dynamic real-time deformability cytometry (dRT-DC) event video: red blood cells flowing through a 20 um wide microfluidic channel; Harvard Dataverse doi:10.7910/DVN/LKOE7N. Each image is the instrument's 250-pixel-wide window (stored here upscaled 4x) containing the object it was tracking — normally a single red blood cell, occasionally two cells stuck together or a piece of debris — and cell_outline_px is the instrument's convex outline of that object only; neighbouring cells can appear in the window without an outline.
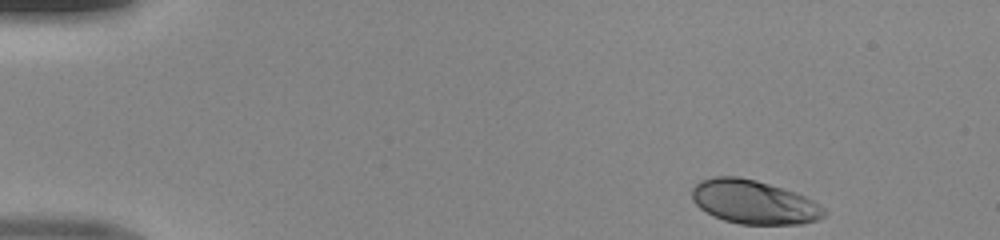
{"species": "human", "species_latin": "Homo sapiens", "temperature_condition": "room temperature", "stored_images_in_passage": 44, "camera_frame_rate_fps": 3000, "um_per_image_px": 0.085, "donor": {"sex": "male"}, "frame": {"image": 1, "passage_image": 1, "time_ms": 0.0, "image_size_px": [1000, 240], "cell_outline_px": [[828, 212], [824, 216], [816, 220], [800, 224], [740, 224], [724, 220], [700, 208], [692, 200], [692, 188], [700, 180], [716, 176], [740, 176], [756, 180], [796, 192], [812, 200], [824, 208]], "centroid_in_image_um": [64.08, 17.16], "position_along_channel_um": 20.9, "area_um2": 33.64}}
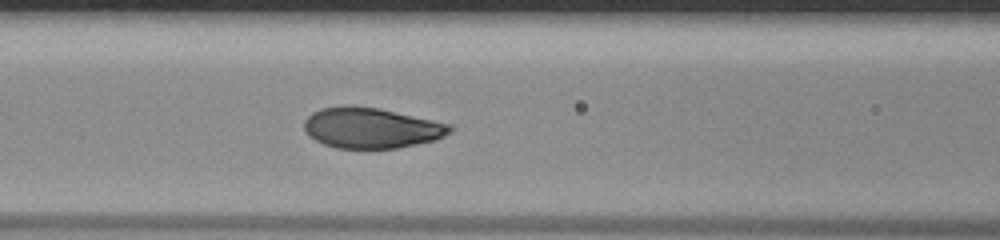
{"frame": {"image": 2, "passage_image": 17, "time_ms": 5.333, "image_size_px": [1000, 240], "cell_outline_px": [[452, 132], [436, 140], [396, 148], [368, 152], [336, 148], [324, 144], [308, 136], [304, 128], [304, 120], [312, 112], [320, 108], [380, 108], [452, 124]], "centroid_in_image_um": [31.59, 10.94], "position_along_channel_um": 135.0, "area_um2": 34.8}}
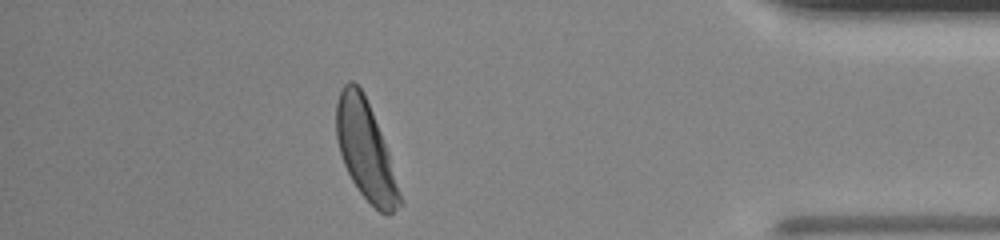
{"frame": {"image": 3, "passage_image": 39, "time_ms": 12.667, "image_size_px": [1000, 240], "cell_outline_px": [[400, 204], [388, 216], [380, 212], [360, 192], [352, 180], [344, 164], [336, 140], [336, 104], [340, 92], [344, 84], [348, 80], [352, 80], [364, 92], [388, 152], [400, 192]], "centroid_in_image_um": [31.04, 12.74], "position_along_channel_um": 404.2, "area_um2": 35.66}}